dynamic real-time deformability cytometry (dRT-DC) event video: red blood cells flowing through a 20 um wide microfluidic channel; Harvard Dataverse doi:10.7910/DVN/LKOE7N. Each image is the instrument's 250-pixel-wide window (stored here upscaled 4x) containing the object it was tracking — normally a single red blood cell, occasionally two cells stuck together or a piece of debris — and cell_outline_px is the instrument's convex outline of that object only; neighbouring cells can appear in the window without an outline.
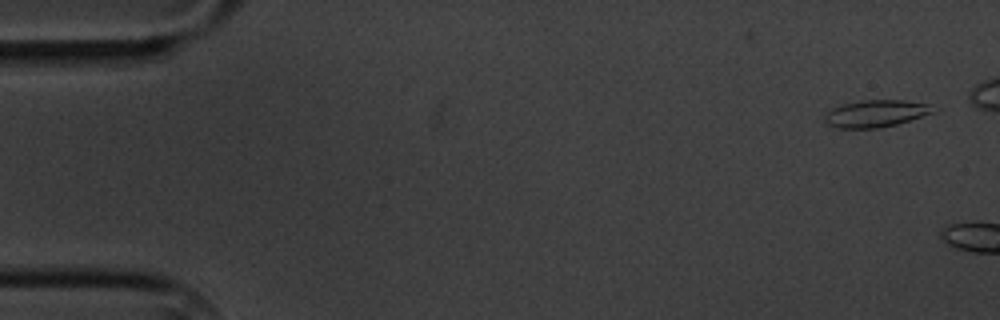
{"species": "common noctule bat (a hibernating species)", "species_latin": "Nyctalus noctula", "temperature_condition": "cold", "stored_images_in_passage": 2, "camera_frame_rate_fps": 3000, "um_per_image_px": 0.085, "animal": {"sex": "male", "body_mass_g": 20.1, "forearm_length_mm": 53.5}, "frame": {"image": 1, "passage_image": 2, "time_ms": 1.0, "image_size_px": [1000, 320], "cell_outline_px": [[940, 108], [936, 112], [896, 124], [880, 128], [836, 128], [828, 124], [824, 120], [824, 112], [840, 104], [860, 100], [904, 100], [928, 104]], "centroid_in_image_um": [74.44, 9.64], "position_along_channel_um": 10.6, "area_um2": 17.46}}